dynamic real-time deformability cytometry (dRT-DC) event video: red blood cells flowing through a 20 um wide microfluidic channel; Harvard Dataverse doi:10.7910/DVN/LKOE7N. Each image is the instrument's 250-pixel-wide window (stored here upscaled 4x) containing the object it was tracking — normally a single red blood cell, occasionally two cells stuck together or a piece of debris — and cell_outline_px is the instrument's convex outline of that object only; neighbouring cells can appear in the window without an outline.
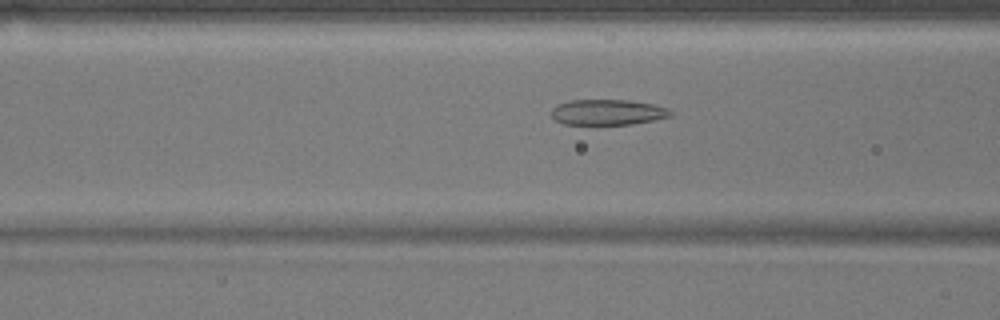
{"species": "common noctule bat (a hibernating species)", "species_latin": "Nyctalus noctula", "temperature_condition": "warm", "stored_images_in_passage": 46, "camera_frame_rate_fps": 3000, "um_per_image_px": 0.085, "animal": {"sex": "male", "body_mass_g": 17.9}, "frame": {"image": 1, "passage_image": 14, "time_ms": 4.333, "image_size_px": [1000, 320], "cell_outline_px": [[672, 116], [632, 124], [564, 124], [556, 120], [552, 116], [552, 108], [556, 104], [568, 100], [628, 100], [652, 104], [668, 108], [672, 112]], "centroid_in_image_um": [51.63, 9.53], "position_along_channel_um": 115.0, "area_um2": 17.69}}
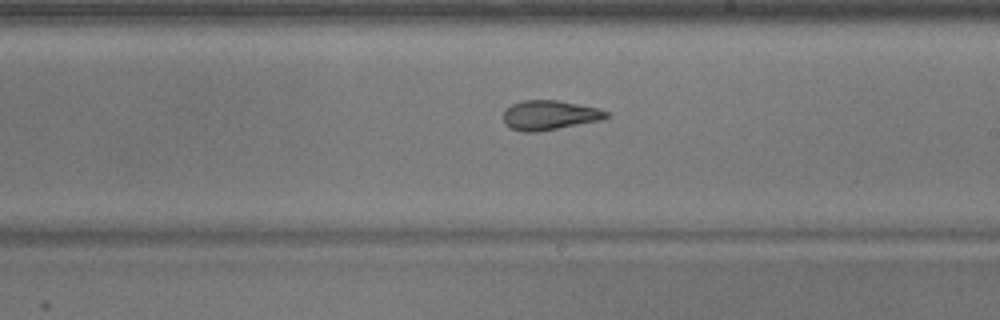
{"frame": {"image": 2, "passage_image": 24, "time_ms": 7.667, "image_size_px": [1000, 320], "cell_outline_px": [[608, 116], [600, 120], [536, 132], [524, 132], [508, 128], [504, 124], [504, 112], [512, 104], [520, 100], [556, 100], [600, 108], [608, 112]], "centroid_in_image_um": [46.68, 9.78], "position_along_channel_um": 242.3, "area_um2": 17.63}}
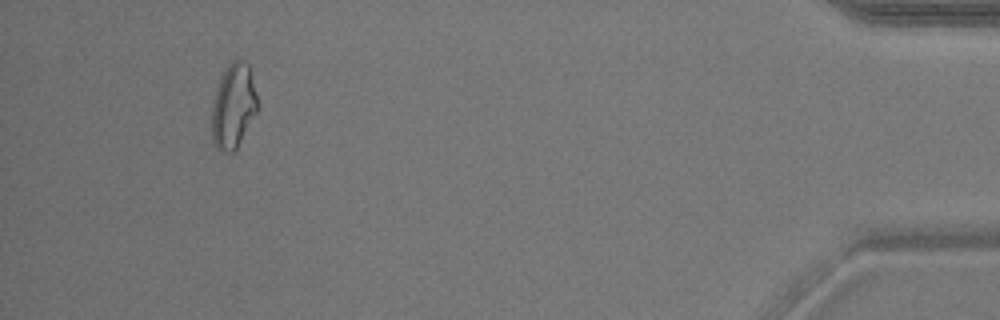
{"frame": {"image": 3, "passage_image": 43, "time_ms": 14.0, "image_size_px": [1000, 320], "cell_outline_px": [[260, 108], [236, 148], [232, 152], [224, 152], [216, 148], [212, 140], [212, 104], [220, 80], [228, 64], [236, 56], [244, 60], [248, 64], [260, 104]], "centroid_in_image_um": [19.87, 8.99], "position_along_channel_um": 415.3, "area_um2": 22.77}, "authors_computed_cell_mechanics": {"area_um2": 19.1029, "velocity_mm_per_s": 3.817, "shape_relaxation_time_tau1_ms": 8.4149, "shape_relaxation_time_tau2_ms": 1.4925, "deformation_change_tau1": 0.2156, "deformation_change_tau2": 0.094}}